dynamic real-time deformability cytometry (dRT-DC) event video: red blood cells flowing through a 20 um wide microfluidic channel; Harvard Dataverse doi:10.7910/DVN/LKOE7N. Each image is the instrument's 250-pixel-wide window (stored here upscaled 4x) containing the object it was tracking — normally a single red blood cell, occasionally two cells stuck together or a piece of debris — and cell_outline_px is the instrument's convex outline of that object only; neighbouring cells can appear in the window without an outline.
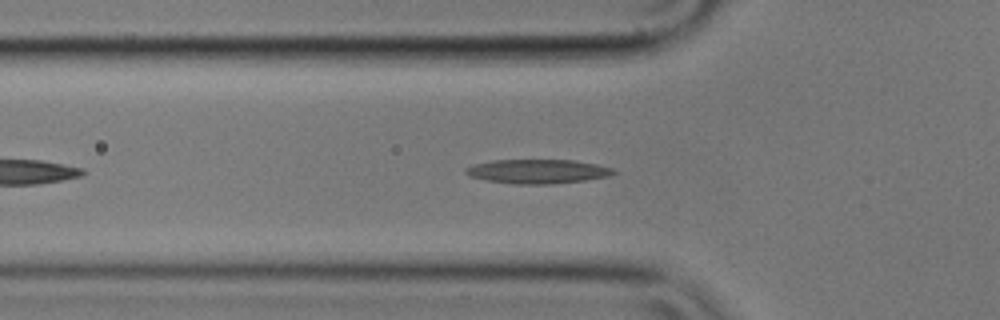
{"species": "common noctule bat (a hibernating species)", "species_latin": "Nyctalus noctula", "temperature_condition": "cold", "stored_images_in_passage": 45, "camera_frame_rate_fps": 3000, "um_per_image_px": 0.085, "animal": {"sex": "male", "body_mass_g": 17.9}, "frame": {"image": 1, "passage_image": 8, "time_ms": 2.333, "image_size_px": [1000, 320], "cell_outline_px": [[616, 172], [608, 176], [584, 180], [552, 184], [512, 184], [484, 180], [468, 176], [464, 172], [464, 168], [476, 164], [492, 160], [572, 160], [596, 164], [612, 168]], "centroid_in_image_um": [45.64, 14.57], "position_along_channel_um": 80.2, "area_um2": 20.81}}
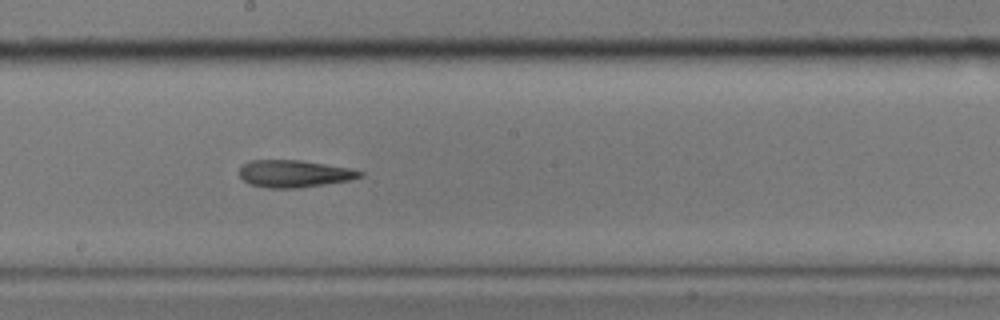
{"frame": {"image": 2, "passage_image": 20, "time_ms": 6.333, "image_size_px": [1000, 320], "cell_outline_px": [[364, 176], [348, 180], [324, 184], [296, 188], [268, 188], [252, 184], [244, 180], [240, 176], [240, 164], [248, 160], [300, 160], [352, 168], [364, 172]], "centroid_in_image_um": [25.01, 14.75], "position_along_channel_um": 223.2, "area_um2": 19.13}}
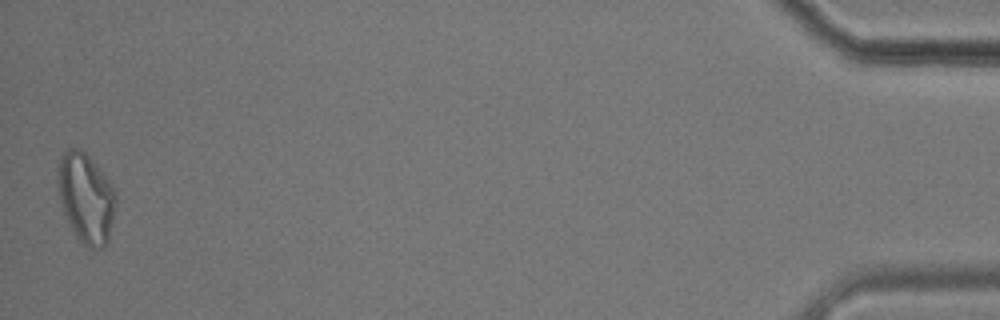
{"frame": {"image": 3, "passage_image": 45, "time_ms": 14.667, "image_size_px": [1000, 320], "cell_outline_px": [[116, 204], [108, 240], [104, 248], [92, 248], [84, 244], [76, 236], [64, 212], [60, 200], [56, 184], [56, 168], [60, 156], [68, 148], [80, 148], [88, 156], [108, 180], [116, 192]], "centroid_in_image_um": [7.28, 16.79], "position_along_channel_um": 427.9, "area_um2": 30.29}, "authors_computed_cell_mechanics": {"area_um2": 20.23, "velocity_mm_per_s": 3.5556, "shape_relaxation_time_tau1_ms": null, "shape_relaxation_time_tau2_ms": 3.8538, "deformation_change_tau1": null, "deformation_change_tau2": 0.1408}}